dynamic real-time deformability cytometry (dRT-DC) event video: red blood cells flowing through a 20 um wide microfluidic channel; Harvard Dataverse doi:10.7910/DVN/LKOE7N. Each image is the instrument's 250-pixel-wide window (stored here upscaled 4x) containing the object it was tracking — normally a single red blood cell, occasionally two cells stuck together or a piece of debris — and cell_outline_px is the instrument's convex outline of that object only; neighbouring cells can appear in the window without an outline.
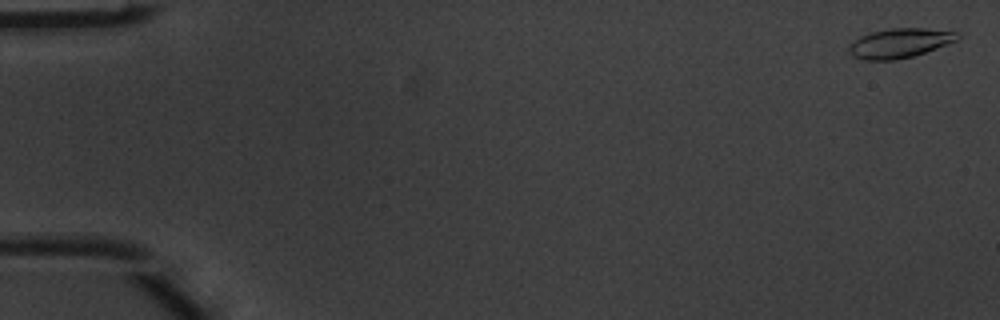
{"species": "common noctule bat (a hibernating species)", "species_latin": "Nyctalus noctula", "temperature_condition": "warm", "stored_images_in_passage": 6, "camera_frame_rate_fps": 3000, "um_per_image_px": 0.085, "animal": {"sex": "male", "body_mass_g": 20.1, "forearm_length_mm": 53.5}, "frame": {"image": 1, "passage_image": 1, "time_ms": 0.0, "image_size_px": [1000, 320], "cell_outline_px": [[960, 36], [956, 40], [936, 48], [912, 56], [892, 60], [864, 60], [852, 56], [848, 52], [848, 48], [860, 36], [872, 32], [892, 28], [924, 28], [956, 32]], "centroid_in_image_um": [76.44, 3.67], "position_along_channel_um": 8.6, "area_um2": 18.26}}
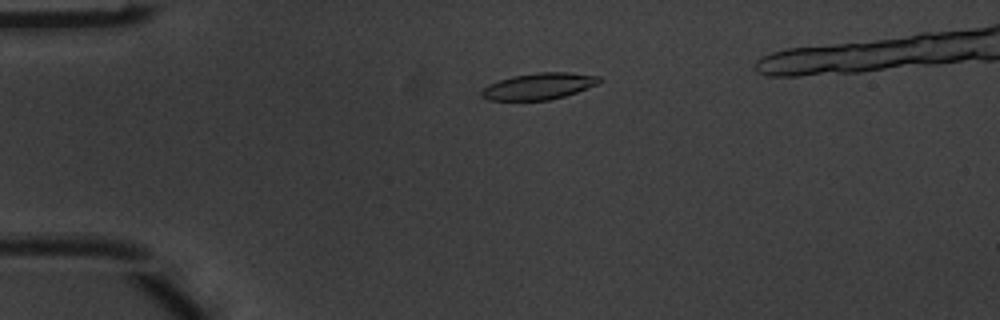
{"frame": {"image": 2, "passage_image": 4, "time_ms": 1.0, "image_size_px": [1000, 320], "cell_outline_px": [[600, 80], [596, 84], [576, 92], [564, 96], [548, 100], [488, 100], [480, 96], [480, 92], [488, 84], [512, 76], [536, 72], [568, 72], [600, 76]], "centroid_in_image_um": [45.75, 7.32], "position_along_channel_um": 39.2, "area_um2": 18.03}}